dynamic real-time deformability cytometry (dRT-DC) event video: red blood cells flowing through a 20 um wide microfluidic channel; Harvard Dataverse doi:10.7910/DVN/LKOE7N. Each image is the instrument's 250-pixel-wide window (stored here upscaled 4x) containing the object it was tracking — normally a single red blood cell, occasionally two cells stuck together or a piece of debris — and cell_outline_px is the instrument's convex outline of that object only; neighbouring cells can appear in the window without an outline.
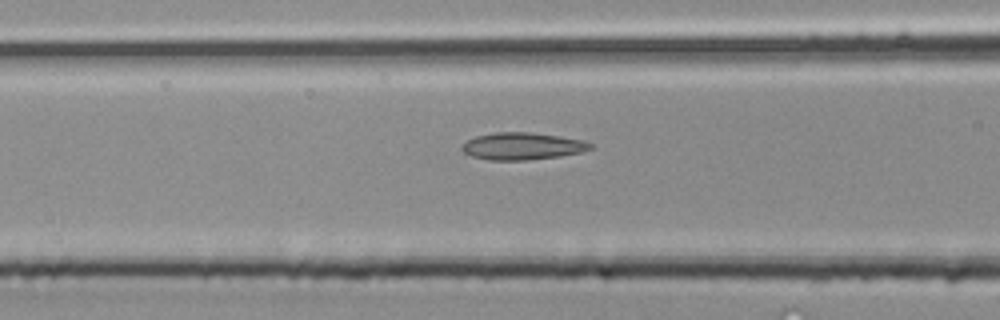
{"species": "common noctule bat (a hibernating species)", "species_latin": "Nyctalus noctula", "temperature_condition": "room temperature", "stored_images_in_passage": 7, "camera_frame_rate_fps": 3000, "um_per_image_px": 0.085, "animal": {"sex": "male", "body_mass_g": 20.4}, "frame": {"image": 1, "passage_image": 5, "time_ms": 1.333, "image_size_px": [1000, 320], "cell_outline_px": [[592, 148], [580, 152], [560, 156], [528, 160], [488, 160], [472, 156], [464, 152], [460, 148], [460, 144], [476, 136], [492, 132], [532, 132], [560, 136], [584, 140], [592, 144]], "centroid_in_image_um": [44.37, 12.41], "position_along_channel_um": 122.2, "area_um2": 20.46}}